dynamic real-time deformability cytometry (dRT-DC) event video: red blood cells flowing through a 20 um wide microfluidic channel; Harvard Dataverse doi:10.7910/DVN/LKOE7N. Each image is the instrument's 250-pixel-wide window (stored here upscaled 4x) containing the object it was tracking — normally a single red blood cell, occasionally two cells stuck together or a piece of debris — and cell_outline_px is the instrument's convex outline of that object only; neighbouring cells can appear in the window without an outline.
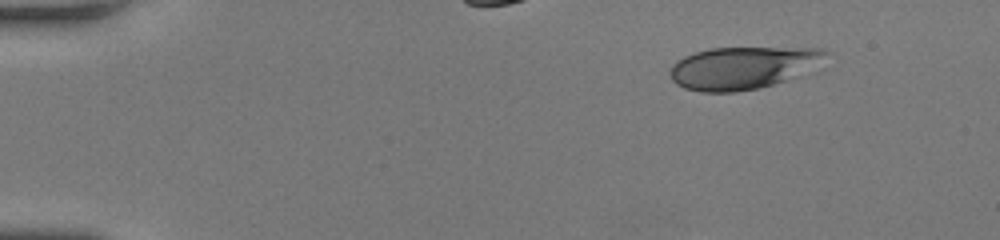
{"species": "human", "species_latin": "Homo sapiens", "temperature_condition": "room temperature", "stored_images_in_passage": 37, "camera_frame_rate_fps": 3000, "um_per_image_px": 0.085, "donor": {"sex": "female"}, "frame": {"image": 1, "passage_image": 1, "time_ms": 0.0, "image_size_px": [1000, 240], "cell_outline_px": [[828, 52], [784, 80], [760, 88], [736, 92], [700, 92], [684, 88], [676, 84], [672, 80], [668, 72], [672, 64], [676, 60], [684, 56], [696, 52], [712, 48], [820, 48]], "centroid_in_image_um": [62.88, 5.77], "position_along_channel_um": 22.1, "area_um2": 37.11}}